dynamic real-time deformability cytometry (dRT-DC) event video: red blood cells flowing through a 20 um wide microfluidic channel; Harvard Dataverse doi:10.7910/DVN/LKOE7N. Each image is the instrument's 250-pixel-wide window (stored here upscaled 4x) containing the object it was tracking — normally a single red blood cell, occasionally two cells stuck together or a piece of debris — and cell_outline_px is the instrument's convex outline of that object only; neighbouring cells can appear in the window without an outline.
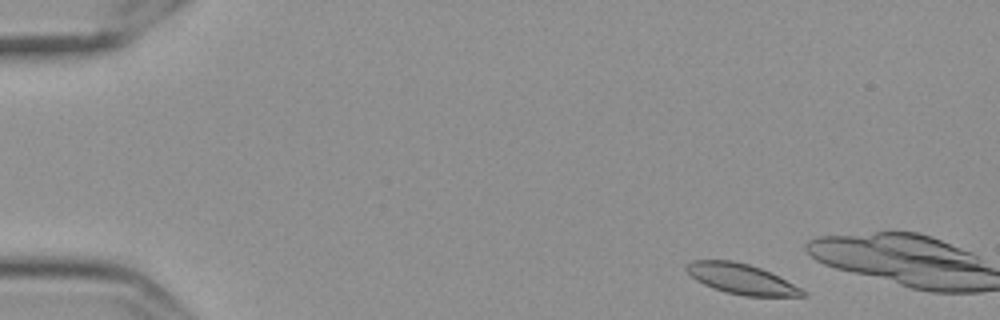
{"species": "Egyptian fruit bat (a non-hibernating species)", "species_latin": "Rousettus aegyptiacus", "temperature_condition": "cold", "stored_images_in_passage": 11, "camera_frame_rate_fps": 3000, "um_per_image_px": 0.085, "frame": {"image": 1, "passage_image": 2, "time_ms": 0.333, "image_size_px": [1000, 320], "cell_outline_px": [[808, 296], [744, 296], [712, 288], [696, 280], [684, 268], [692, 260], [732, 260], [748, 264], [760, 268], [808, 292]], "centroid_in_image_um": [63.0, 23.71], "position_along_channel_um": 22.0, "area_um2": 20.11}}